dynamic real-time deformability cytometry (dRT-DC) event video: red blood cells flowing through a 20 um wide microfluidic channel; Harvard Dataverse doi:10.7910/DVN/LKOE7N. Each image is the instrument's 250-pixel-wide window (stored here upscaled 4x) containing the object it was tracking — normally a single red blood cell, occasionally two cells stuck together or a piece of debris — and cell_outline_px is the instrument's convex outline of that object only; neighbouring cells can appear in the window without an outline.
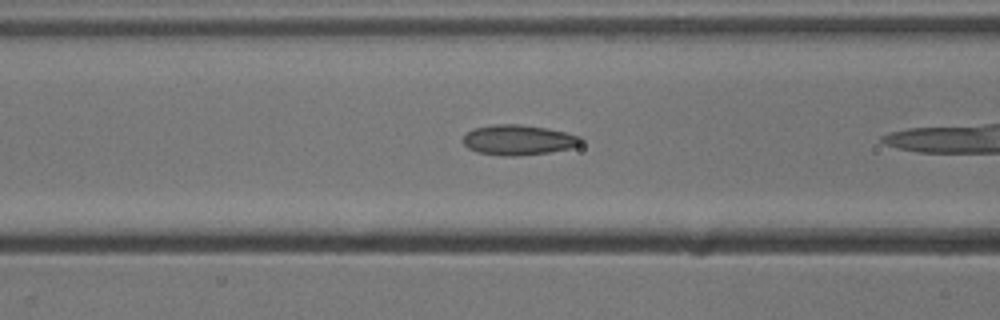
{"species": "common noctule bat (a hibernating species)", "species_latin": "Nyctalus noctula", "temperature_condition": "cold", "stored_images_in_passage": 6, "camera_frame_rate_fps": 3000, "um_per_image_px": 0.085, "animal": {"sex": "male", "body_mass_g": 13.3}, "frame": {"image": 1, "passage_image": 5, "time_ms": 1.333, "image_size_px": [1000, 320], "cell_outline_px": [[584, 140], [580, 144], [572, 148], [552, 152], [516, 156], [504, 156], [476, 152], [468, 148], [460, 140], [472, 128], [492, 124], [520, 124], [548, 128], [580, 136]], "centroid_in_image_um": [44.05, 11.89], "position_along_channel_um": 122.6, "area_um2": 21.04}}